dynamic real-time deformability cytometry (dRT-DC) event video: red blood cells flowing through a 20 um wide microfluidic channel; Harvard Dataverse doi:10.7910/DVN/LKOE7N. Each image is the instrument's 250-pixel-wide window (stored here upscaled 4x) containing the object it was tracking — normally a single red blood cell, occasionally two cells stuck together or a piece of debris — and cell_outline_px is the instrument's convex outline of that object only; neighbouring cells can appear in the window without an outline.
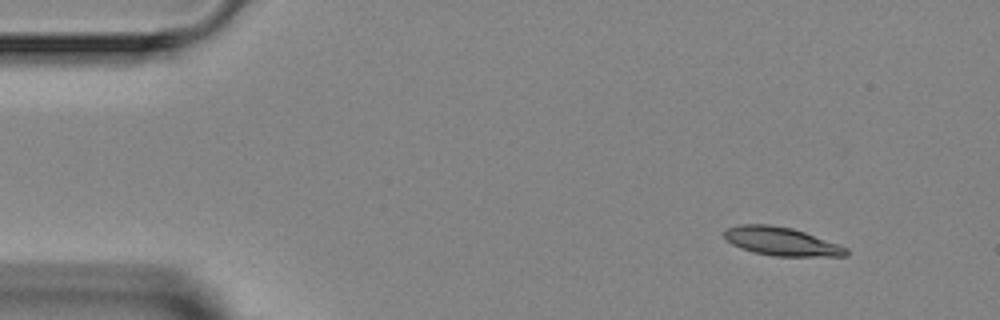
{"species": "Egyptian fruit bat (a non-hibernating species)", "species_latin": "Rousettus aegyptiacus", "temperature_condition": "room temperature", "stored_images_in_passage": 4, "camera_frame_rate_fps": 3000, "um_per_image_px": 0.085, "animal": {"sex": "female"}, "frame": {"image": 1, "passage_image": 1, "time_ms": 0.0, "image_size_px": [1000, 320], "cell_outline_px": [[848, 256], [772, 256], [740, 248], [732, 244], [724, 236], [724, 232], [728, 228], [740, 224], [768, 224], [792, 228], [804, 232], [848, 248]], "centroid_in_image_um": [66.42, 20.52], "position_along_channel_um": 18.6, "area_um2": 19.94}}